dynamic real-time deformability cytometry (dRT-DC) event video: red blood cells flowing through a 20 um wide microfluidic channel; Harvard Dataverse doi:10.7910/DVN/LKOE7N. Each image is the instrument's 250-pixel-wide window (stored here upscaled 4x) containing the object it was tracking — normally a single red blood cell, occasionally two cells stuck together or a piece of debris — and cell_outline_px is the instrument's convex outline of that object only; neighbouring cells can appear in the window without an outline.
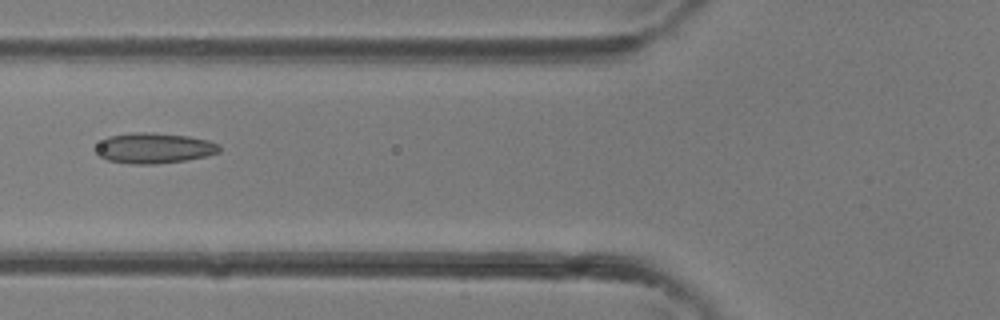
{"species": "common noctule bat (a hibernating species)", "species_latin": "Nyctalus noctula", "temperature_condition": "room temperature", "stored_images_in_passage": 4, "camera_frame_rate_fps": 3000, "um_per_image_px": 0.085, "animal": {"sex": "female"}, "frame": {"image": 1, "passage_image": 4, "time_ms": 1.0, "image_size_px": [1000, 320], "cell_outline_px": [[220, 152], [204, 156], [184, 160], [156, 164], [132, 164], [108, 160], [100, 156], [96, 152], [96, 148], [108, 136], [132, 132], [152, 132], [188, 136], [208, 140], [220, 144]], "centroid_in_image_um": [13.11, 12.58], "position_along_channel_um": 112.7, "area_um2": 21.79}}